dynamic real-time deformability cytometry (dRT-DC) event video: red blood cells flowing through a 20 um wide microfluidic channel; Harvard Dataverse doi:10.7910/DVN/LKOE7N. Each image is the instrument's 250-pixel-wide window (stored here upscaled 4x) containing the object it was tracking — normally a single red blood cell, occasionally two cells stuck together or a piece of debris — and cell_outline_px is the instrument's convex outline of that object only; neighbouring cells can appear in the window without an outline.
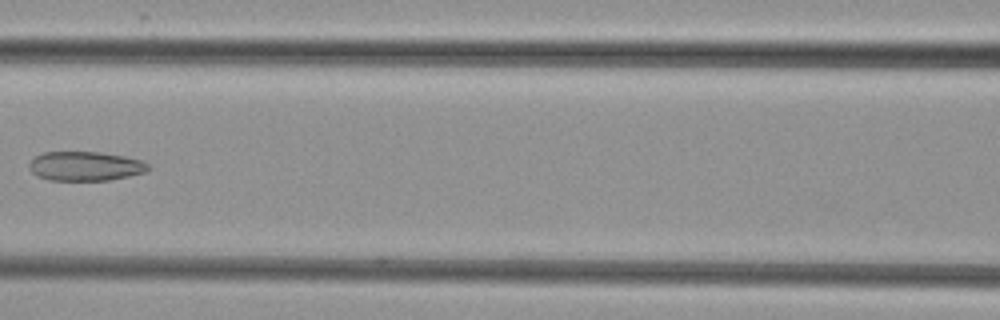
{"species": "common noctule bat (a hibernating species)", "species_latin": "Nyctalus noctula", "temperature_condition": "cold", "stored_images_in_passage": 3, "camera_frame_rate_fps": 3000, "um_per_image_px": 0.085, "animal": {"sex": "female", "body_mass_g": 29.2, "forearm_length_mm": 56.3}, "frame": {"image": 1, "passage_image": 3, "time_ms": 2.333, "image_size_px": [1000, 320], "cell_outline_px": [[148, 172], [108, 180], [48, 180], [36, 176], [28, 168], [28, 164], [36, 156], [44, 152], [100, 152], [124, 156], [140, 160], [148, 164]], "centroid_in_image_um": [7.22, 14.12], "position_along_channel_um": 159.4, "area_um2": 20.29}}